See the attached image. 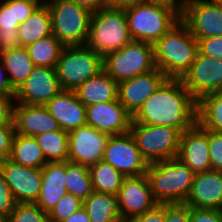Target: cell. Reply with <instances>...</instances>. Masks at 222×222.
<instances>
[{"label":"cell","mask_w":222,"mask_h":222,"mask_svg":"<svg viewBox=\"0 0 222 222\" xmlns=\"http://www.w3.org/2000/svg\"><path fill=\"white\" fill-rule=\"evenodd\" d=\"M198 101L181 78H167L132 116V122L174 127L181 132L197 123Z\"/></svg>","instance_id":"1"},{"label":"cell","mask_w":222,"mask_h":222,"mask_svg":"<svg viewBox=\"0 0 222 222\" xmlns=\"http://www.w3.org/2000/svg\"><path fill=\"white\" fill-rule=\"evenodd\" d=\"M156 68L168 78H182L198 54V40L180 20L154 44Z\"/></svg>","instance_id":"2"},{"label":"cell","mask_w":222,"mask_h":222,"mask_svg":"<svg viewBox=\"0 0 222 222\" xmlns=\"http://www.w3.org/2000/svg\"><path fill=\"white\" fill-rule=\"evenodd\" d=\"M146 175L158 204H184L195 177L177 157L148 164Z\"/></svg>","instance_id":"3"},{"label":"cell","mask_w":222,"mask_h":222,"mask_svg":"<svg viewBox=\"0 0 222 222\" xmlns=\"http://www.w3.org/2000/svg\"><path fill=\"white\" fill-rule=\"evenodd\" d=\"M123 9L131 38L152 45L181 20L183 10L143 1Z\"/></svg>","instance_id":"4"},{"label":"cell","mask_w":222,"mask_h":222,"mask_svg":"<svg viewBox=\"0 0 222 222\" xmlns=\"http://www.w3.org/2000/svg\"><path fill=\"white\" fill-rule=\"evenodd\" d=\"M123 8L107 6L91 14L87 46L101 57L131 42Z\"/></svg>","instance_id":"5"},{"label":"cell","mask_w":222,"mask_h":222,"mask_svg":"<svg viewBox=\"0 0 222 222\" xmlns=\"http://www.w3.org/2000/svg\"><path fill=\"white\" fill-rule=\"evenodd\" d=\"M46 4L51 15L52 34L64 46L86 45L92 12L71 0H53Z\"/></svg>","instance_id":"6"},{"label":"cell","mask_w":222,"mask_h":222,"mask_svg":"<svg viewBox=\"0 0 222 222\" xmlns=\"http://www.w3.org/2000/svg\"><path fill=\"white\" fill-rule=\"evenodd\" d=\"M55 70L63 90H76L104 70L103 57L87 45L64 46Z\"/></svg>","instance_id":"7"},{"label":"cell","mask_w":222,"mask_h":222,"mask_svg":"<svg viewBox=\"0 0 222 222\" xmlns=\"http://www.w3.org/2000/svg\"><path fill=\"white\" fill-rule=\"evenodd\" d=\"M130 133L148 164L178 156L182 132L174 127L131 122Z\"/></svg>","instance_id":"8"},{"label":"cell","mask_w":222,"mask_h":222,"mask_svg":"<svg viewBox=\"0 0 222 222\" xmlns=\"http://www.w3.org/2000/svg\"><path fill=\"white\" fill-rule=\"evenodd\" d=\"M104 71L117 83L156 69L153 45L132 40L103 57Z\"/></svg>","instance_id":"9"},{"label":"cell","mask_w":222,"mask_h":222,"mask_svg":"<svg viewBox=\"0 0 222 222\" xmlns=\"http://www.w3.org/2000/svg\"><path fill=\"white\" fill-rule=\"evenodd\" d=\"M181 20L196 39L222 36V2L183 0Z\"/></svg>","instance_id":"10"},{"label":"cell","mask_w":222,"mask_h":222,"mask_svg":"<svg viewBox=\"0 0 222 222\" xmlns=\"http://www.w3.org/2000/svg\"><path fill=\"white\" fill-rule=\"evenodd\" d=\"M102 160L125 177L145 175L148 167L130 132L110 136Z\"/></svg>","instance_id":"11"},{"label":"cell","mask_w":222,"mask_h":222,"mask_svg":"<svg viewBox=\"0 0 222 222\" xmlns=\"http://www.w3.org/2000/svg\"><path fill=\"white\" fill-rule=\"evenodd\" d=\"M181 80L197 101L205 95L222 90V59H215L198 51L191 68Z\"/></svg>","instance_id":"12"},{"label":"cell","mask_w":222,"mask_h":222,"mask_svg":"<svg viewBox=\"0 0 222 222\" xmlns=\"http://www.w3.org/2000/svg\"><path fill=\"white\" fill-rule=\"evenodd\" d=\"M0 172L17 203H35L40 195L42 169L17 164L9 158L0 161Z\"/></svg>","instance_id":"13"},{"label":"cell","mask_w":222,"mask_h":222,"mask_svg":"<svg viewBox=\"0 0 222 222\" xmlns=\"http://www.w3.org/2000/svg\"><path fill=\"white\" fill-rule=\"evenodd\" d=\"M69 134L68 161L90 167L102 160L108 134L89 125L74 129Z\"/></svg>","instance_id":"14"},{"label":"cell","mask_w":222,"mask_h":222,"mask_svg":"<svg viewBox=\"0 0 222 222\" xmlns=\"http://www.w3.org/2000/svg\"><path fill=\"white\" fill-rule=\"evenodd\" d=\"M55 68L35 66L26 81L15 90L20 104L46 105L62 91Z\"/></svg>","instance_id":"15"},{"label":"cell","mask_w":222,"mask_h":222,"mask_svg":"<svg viewBox=\"0 0 222 222\" xmlns=\"http://www.w3.org/2000/svg\"><path fill=\"white\" fill-rule=\"evenodd\" d=\"M119 211L123 222L153 209L155 201L147 175L126 177L118 193Z\"/></svg>","instance_id":"16"},{"label":"cell","mask_w":222,"mask_h":222,"mask_svg":"<svg viewBox=\"0 0 222 222\" xmlns=\"http://www.w3.org/2000/svg\"><path fill=\"white\" fill-rule=\"evenodd\" d=\"M86 122L87 125L109 136L120 135L130 132L132 115L117 99L87 106Z\"/></svg>","instance_id":"17"},{"label":"cell","mask_w":222,"mask_h":222,"mask_svg":"<svg viewBox=\"0 0 222 222\" xmlns=\"http://www.w3.org/2000/svg\"><path fill=\"white\" fill-rule=\"evenodd\" d=\"M168 77L158 68L118 83V100L133 116Z\"/></svg>","instance_id":"18"},{"label":"cell","mask_w":222,"mask_h":222,"mask_svg":"<svg viewBox=\"0 0 222 222\" xmlns=\"http://www.w3.org/2000/svg\"><path fill=\"white\" fill-rule=\"evenodd\" d=\"M177 158L195 174L211 170L208 130L198 122L182 132Z\"/></svg>","instance_id":"19"},{"label":"cell","mask_w":222,"mask_h":222,"mask_svg":"<svg viewBox=\"0 0 222 222\" xmlns=\"http://www.w3.org/2000/svg\"><path fill=\"white\" fill-rule=\"evenodd\" d=\"M184 204L197 209L222 210V171L195 174Z\"/></svg>","instance_id":"20"},{"label":"cell","mask_w":222,"mask_h":222,"mask_svg":"<svg viewBox=\"0 0 222 222\" xmlns=\"http://www.w3.org/2000/svg\"><path fill=\"white\" fill-rule=\"evenodd\" d=\"M45 106L64 131L87 125L86 107L79 101L75 90H62Z\"/></svg>","instance_id":"21"},{"label":"cell","mask_w":222,"mask_h":222,"mask_svg":"<svg viewBox=\"0 0 222 222\" xmlns=\"http://www.w3.org/2000/svg\"><path fill=\"white\" fill-rule=\"evenodd\" d=\"M13 122L15 132L26 136L35 137L41 133L61 129L45 105L16 104Z\"/></svg>","instance_id":"22"},{"label":"cell","mask_w":222,"mask_h":222,"mask_svg":"<svg viewBox=\"0 0 222 222\" xmlns=\"http://www.w3.org/2000/svg\"><path fill=\"white\" fill-rule=\"evenodd\" d=\"M66 161L47 162L42 168V184L40 195L35 202L38 207L49 213L67 193Z\"/></svg>","instance_id":"23"},{"label":"cell","mask_w":222,"mask_h":222,"mask_svg":"<svg viewBox=\"0 0 222 222\" xmlns=\"http://www.w3.org/2000/svg\"><path fill=\"white\" fill-rule=\"evenodd\" d=\"M79 101L85 106L112 102L118 99V83L104 70L75 90Z\"/></svg>","instance_id":"24"},{"label":"cell","mask_w":222,"mask_h":222,"mask_svg":"<svg viewBox=\"0 0 222 222\" xmlns=\"http://www.w3.org/2000/svg\"><path fill=\"white\" fill-rule=\"evenodd\" d=\"M83 208L90 222H123L117 195L94 191L83 201Z\"/></svg>","instance_id":"25"},{"label":"cell","mask_w":222,"mask_h":222,"mask_svg":"<svg viewBox=\"0 0 222 222\" xmlns=\"http://www.w3.org/2000/svg\"><path fill=\"white\" fill-rule=\"evenodd\" d=\"M20 47L36 42L52 34L51 15L46 3H41L36 10L18 27Z\"/></svg>","instance_id":"26"},{"label":"cell","mask_w":222,"mask_h":222,"mask_svg":"<svg viewBox=\"0 0 222 222\" xmlns=\"http://www.w3.org/2000/svg\"><path fill=\"white\" fill-rule=\"evenodd\" d=\"M4 69L11 76H8L9 82L14 90H17L28 78L35 65L29 57L25 47L17 49H8L0 52Z\"/></svg>","instance_id":"27"},{"label":"cell","mask_w":222,"mask_h":222,"mask_svg":"<svg viewBox=\"0 0 222 222\" xmlns=\"http://www.w3.org/2000/svg\"><path fill=\"white\" fill-rule=\"evenodd\" d=\"M10 160L31 168H43L47 160L37 140L33 136L15 133Z\"/></svg>","instance_id":"28"},{"label":"cell","mask_w":222,"mask_h":222,"mask_svg":"<svg viewBox=\"0 0 222 222\" xmlns=\"http://www.w3.org/2000/svg\"><path fill=\"white\" fill-rule=\"evenodd\" d=\"M25 48L35 66L55 68L64 45L51 34Z\"/></svg>","instance_id":"29"},{"label":"cell","mask_w":222,"mask_h":222,"mask_svg":"<svg viewBox=\"0 0 222 222\" xmlns=\"http://www.w3.org/2000/svg\"><path fill=\"white\" fill-rule=\"evenodd\" d=\"M39 1L6 0L0 6V28L18 30L24 22L41 5Z\"/></svg>","instance_id":"30"},{"label":"cell","mask_w":222,"mask_h":222,"mask_svg":"<svg viewBox=\"0 0 222 222\" xmlns=\"http://www.w3.org/2000/svg\"><path fill=\"white\" fill-rule=\"evenodd\" d=\"M89 171L93 189L99 193L118 195L123 181L126 178L122 173L103 160L90 166Z\"/></svg>","instance_id":"31"},{"label":"cell","mask_w":222,"mask_h":222,"mask_svg":"<svg viewBox=\"0 0 222 222\" xmlns=\"http://www.w3.org/2000/svg\"><path fill=\"white\" fill-rule=\"evenodd\" d=\"M197 122L207 130L222 132V90L198 101Z\"/></svg>","instance_id":"32"},{"label":"cell","mask_w":222,"mask_h":222,"mask_svg":"<svg viewBox=\"0 0 222 222\" xmlns=\"http://www.w3.org/2000/svg\"><path fill=\"white\" fill-rule=\"evenodd\" d=\"M47 162L68 161L69 134L62 129L35 136Z\"/></svg>","instance_id":"33"},{"label":"cell","mask_w":222,"mask_h":222,"mask_svg":"<svg viewBox=\"0 0 222 222\" xmlns=\"http://www.w3.org/2000/svg\"><path fill=\"white\" fill-rule=\"evenodd\" d=\"M65 187L82 201L88 198L94 192L89 167L66 161Z\"/></svg>","instance_id":"34"},{"label":"cell","mask_w":222,"mask_h":222,"mask_svg":"<svg viewBox=\"0 0 222 222\" xmlns=\"http://www.w3.org/2000/svg\"><path fill=\"white\" fill-rule=\"evenodd\" d=\"M5 222H50L48 213L36 203H17Z\"/></svg>","instance_id":"35"},{"label":"cell","mask_w":222,"mask_h":222,"mask_svg":"<svg viewBox=\"0 0 222 222\" xmlns=\"http://www.w3.org/2000/svg\"><path fill=\"white\" fill-rule=\"evenodd\" d=\"M83 207V201L67 192L48 213L50 222H62Z\"/></svg>","instance_id":"36"},{"label":"cell","mask_w":222,"mask_h":222,"mask_svg":"<svg viewBox=\"0 0 222 222\" xmlns=\"http://www.w3.org/2000/svg\"><path fill=\"white\" fill-rule=\"evenodd\" d=\"M211 170L222 171V132L208 130Z\"/></svg>","instance_id":"37"},{"label":"cell","mask_w":222,"mask_h":222,"mask_svg":"<svg viewBox=\"0 0 222 222\" xmlns=\"http://www.w3.org/2000/svg\"><path fill=\"white\" fill-rule=\"evenodd\" d=\"M17 202L0 172V217L6 219L14 210Z\"/></svg>","instance_id":"38"},{"label":"cell","mask_w":222,"mask_h":222,"mask_svg":"<svg viewBox=\"0 0 222 222\" xmlns=\"http://www.w3.org/2000/svg\"><path fill=\"white\" fill-rule=\"evenodd\" d=\"M198 40V51L206 56L222 59V36L207 37Z\"/></svg>","instance_id":"39"},{"label":"cell","mask_w":222,"mask_h":222,"mask_svg":"<svg viewBox=\"0 0 222 222\" xmlns=\"http://www.w3.org/2000/svg\"><path fill=\"white\" fill-rule=\"evenodd\" d=\"M15 133L14 123L0 126V161L10 157Z\"/></svg>","instance_id":"40"},{"label":"cell","mask_w":222,"mask_h":222,"mask_svg":"<svg viewBox=\"0 0 222 222\" xmlns=\"http://www.w3.org/2000/svg\"><path fill=\"white\" fill-rule=\"evenodd\" d=\"M189 214L185 204H165V222H189Z\"/></svg>","instance_id":"41"},{"label":"cell","mask_w":222,"mask_h":222,"mask_svg":"<svg viewBox=\"0 0 222 222\" xmlns=\"http://www.w3.org/2000/svg\"><path fill=\"white\" fill-rule=\"evenodd\" d=\"M189 222H222V210L190 207Z\"/></svg>","instance_id":"42"},{"label":"cell","mask_w":222,"mask_h":222,"mask_svg":"<svg viewBox=\"0 0 222 222\" xmlns=\"http://www.w3.org/2000/svg\"><path fill=\"white\" fill-rule=\"evenodd\" d=\"M15 95L0 94V126H6L13 122L14 105L11 102Z\"/></svg>","instance_id":"43"},{"label":"cell","mask_w":222,"mask_h":222,"mask_svg":"<svg viewBox=\"0 0 222 222\" xmlns=\"http://www.w3.org/2000/svg\"><path fill=\"white\" fill-rule=\"evenodd\" d=\"M127 222H165V204H157L153 209L133 217Z\"/></svg>","instance_id":"44"},{"label":"cell","mask_w":222,"mask_h":222,"mask_svg":"<svg viewBox=\"0 0 222 222\" xmlns=\"http://www.w3.org/2000/svg\"><path fill=\"white\" fill-rule=\"evenodd\" d=\"M20 48L18 30H2L0 28V52Z\"/></svg>","instance_id":"45"},{"label":"cell","mask_w":222,"mask_h":222,"mask_svg":"<svg viewBox=\"0 0 222 222\" xmlns=\"http://www.w3.org/2000/svg\"><path fill=\"white\" fill-rule=\"evenodd\" d=\"M77 5L87 9L90 12H95L101 8L108 6L107 0H71Z\"/></svg>","instance_id":"46"},{"label":"cell","mask_w":222,"mask_h":222,"mask_svg":"<svg viewBox=\"0 0 222 222\" xmlns=\"http://www.w3.org/2000/svg\"><path fill=\"white\" fill-rule=\"evenodd\" d=\"M0 94L3 95H15V90L12 88L8 77H4V73L2 71L4 67L2 61L0 64Z\"/></svg>","instance_id":"47"},{"label":"cell","mask_w":222,"mask_h":222,"mask_svg":"<svg viewBox=\"0 0 222 222\" xmlns=\"http://www.w3.org/2000/svg\"><path fill=\"white\" fill-rule=\"evenodd\" d=\"M62 222H90V219L88 218L86 210L82 207L80 210Z\"/></svg>","instance_id":"48"},{"label":"cell","mask_w":222,"mask_h":222,"mask_svg":"<svg viewBox=\"0 0 222 222\" xmlns=\"http://www.w3.org/2000/svg\"><path fill=\"white\" fill-rule=\"evenodd\" d=\"M142 1L152 4L164 5L166 7L183 8V0L181 2L179 1V4H177L176 2L178 0H142Z\"/></svg>","instance_id":"49"},{"label":"cell","mask_w":222,"mask_h":222,"mask_svg":"<svg viewBox=\"0 0 222 222\" xmlns=\"http://www.w3.org/2000/svg\"><path fill=\"white\" fill-rule=\"evenodd\" d=\"M108 6L124 8L136 3L142 2V0H107Z\"/></svg>","instance_id":"50"},{"label":"cell","mask_w":222,"mask_h":222,"mask_svg":"<svg viewBox=\"0 0 222 222\" xmlns=\"http://www.w3.org/2000/svg\"><path fill=\"white\" fill-rule=\"evenodd\" d=\"M0 222H5V219H3L2 217H0Z\"/></svg>","instance_id":"51"},{"label":"cell","mask_w":222,"mask_h":222,"mask_svg":"<svg viewBox=\"0 0 222 222\" xmlns=\"http://www.w3.org/2000/svg\"><path fill=\"white\" fill-rule=\"evenodd\" d=\"M210 1L222 2V0H210Z\"/></svg>","instance_id":"52"}]
</instances>
